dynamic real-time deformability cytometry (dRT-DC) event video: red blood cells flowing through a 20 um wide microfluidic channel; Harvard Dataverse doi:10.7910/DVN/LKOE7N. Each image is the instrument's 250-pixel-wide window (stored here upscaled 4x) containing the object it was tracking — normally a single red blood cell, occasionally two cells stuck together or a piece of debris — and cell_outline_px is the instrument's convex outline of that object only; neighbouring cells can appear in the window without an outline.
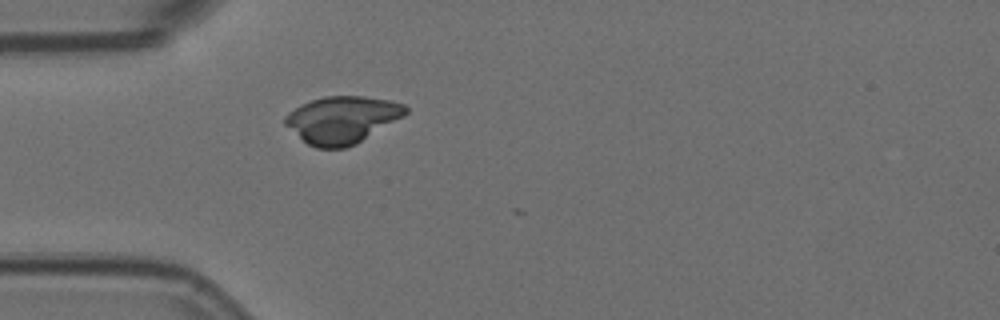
{"species": "Egyptian fruit bat (a non-hibernating species)", "species_latin": "Rousettus aegyptiacus", "temperature_condition": "room temperature", "stored_images_in_passage": 2, "camera_frame_rate_fps": 3000, "um_per_image_px": 0.085, "animal": {"sex": "female"}, "frame": {"image": 1, "passage_image": 1, "time_ms": 0.0, "image_size_px": [1000, 320], "cell_outline_px": [[408, 112], [404, 116], [356, 144], [344, 148], [316, 148], [308, 144], [284, 124], [284, 116], [288, 112], [300, 104], [324, 96], [364, 96], [392, 100], [404, 104], [408, 108]], "centroid_in_image_um": [29.09, 10.16], "position_along_channel_um": 55.9, "area_um2": 33.18}}